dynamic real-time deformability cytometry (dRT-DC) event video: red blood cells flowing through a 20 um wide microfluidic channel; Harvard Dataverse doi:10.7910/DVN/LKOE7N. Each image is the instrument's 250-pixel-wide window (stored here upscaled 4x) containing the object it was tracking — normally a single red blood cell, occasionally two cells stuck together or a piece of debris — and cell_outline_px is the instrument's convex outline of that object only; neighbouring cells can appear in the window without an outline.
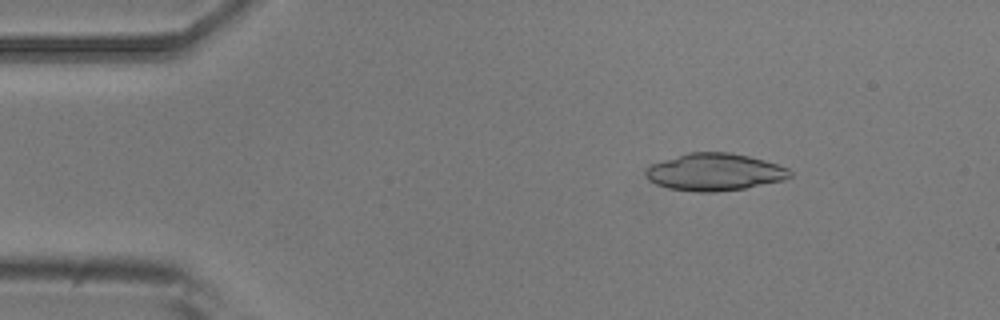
{"species": "common noctule bat (a hibernating species)", "species_latin": "Nyctalus noctula", "temperature_condition": "room temperature", "stored_images_in_passage": 52, "camera_frame_rate_fps": 3000, "um_per_image_px": 0.085, "animal": {"sex": "male", "body_mass_g": 20.5, "forearm_length_mm": 52.5}, "frame": {"image": 1, "passage_image": 6, "time_ms": 1.667, "image_size_px": [1000, 320], "cell_outline_px": [[792, 176], [784, 180], [744, 188], [716, 192], [696, 192], [668, 188], [656, 184], [648, 180], [644, 172], [652, 164], [688, 152], [728, 152], [748, 156], [764, 160], [788, 168], [792, 172]], "centroid_in_image_um": [60.74, 14.63], "position_along_channel_um": 24.3, "area_um2": 31.21}}
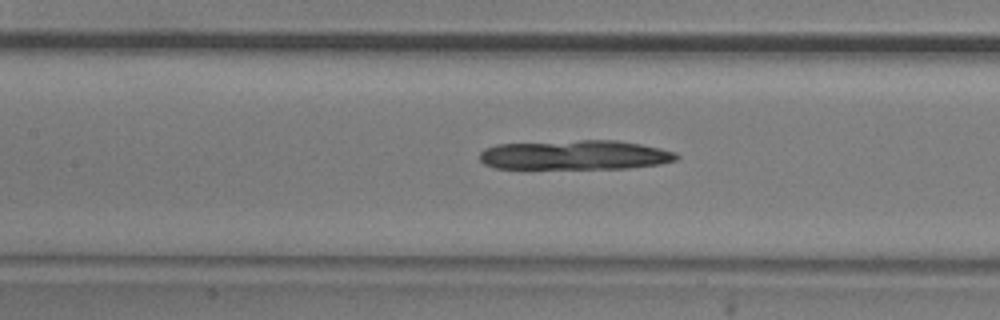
{"frame": {"image": 2, "passage_image": 22, "time_ms": 7.0, "image_size_px": [1000, 320], "cell_outline_px": [[680, 156], [676, 160], [660, 164], [628, 168], [496, 168], [484, 164], [480, 160], [480, 152], [484, 148], [496, 144], [580, 140], [616, 140], [640, 144], [660, 148], [676, 152]], "centroid_in_image_um": [48.88, 13.17], "position_along_channel_um": 158.5, "area_um2": 33.87}}
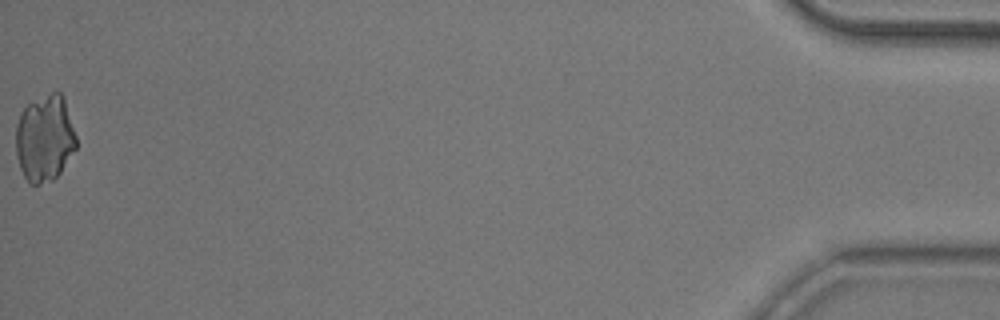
{"frame": {"image": 3, "passage_image": 52, "time_ms": 17.0, "image_size_px": [1000, 320], "cell_outline_px": [[76, 148], [60, 172], [52, 180], [40, 184], [28, 184], [20, 168], [16, 156], [16, 124], [20, 112], [28, 104], [52, 92], [60, 92], [64, 96], [76, 136]], "centroid_in_image_um": [3.79, 11.76], "position_along_channel_um": 431.4, "area_um2": 30.52}}